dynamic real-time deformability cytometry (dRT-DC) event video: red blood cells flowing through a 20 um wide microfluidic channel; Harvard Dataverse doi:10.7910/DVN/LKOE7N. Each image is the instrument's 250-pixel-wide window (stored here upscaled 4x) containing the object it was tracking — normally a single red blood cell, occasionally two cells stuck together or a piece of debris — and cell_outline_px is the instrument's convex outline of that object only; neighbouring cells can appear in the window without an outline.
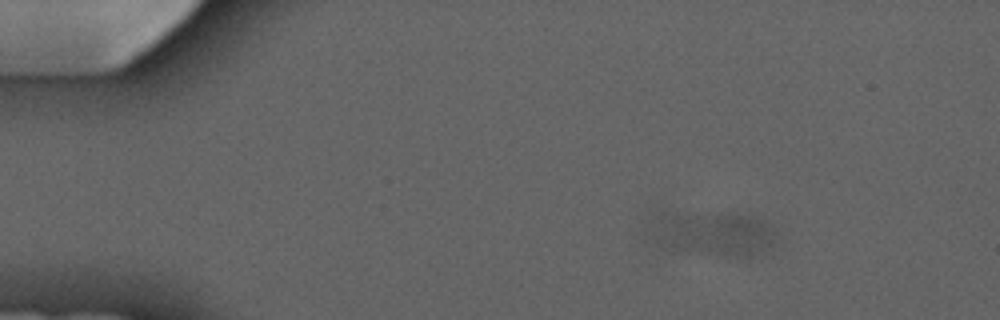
{"species": "common noctule bat (a hibernating species)", "species_latin": "Nyctalus noctula", "temperature_condition": "cold", "stored_images_in_passage": 5, "camera_frame_rate_fps": 3000, "um_per_image_px": 0.085, "animal": {"sex": "male", "forearm_length_mm": 52.5}, "frame": {"image": 1, "passage_image": 3, "time_ms": 2.333, "image_size_px": [1000, 320], "cell_outline_px": [[776, 232], [772, 244], [764, 252], [752, 256], [736, 256], [660, 248], [644, 240], [644, 236], [660, 212], [676, 212], [752, 216], [764, 220]], "centroid_in_image_um": [60.44, 19.86], "position_along_channel_um": 24.6, "area_um2": 33.0}}